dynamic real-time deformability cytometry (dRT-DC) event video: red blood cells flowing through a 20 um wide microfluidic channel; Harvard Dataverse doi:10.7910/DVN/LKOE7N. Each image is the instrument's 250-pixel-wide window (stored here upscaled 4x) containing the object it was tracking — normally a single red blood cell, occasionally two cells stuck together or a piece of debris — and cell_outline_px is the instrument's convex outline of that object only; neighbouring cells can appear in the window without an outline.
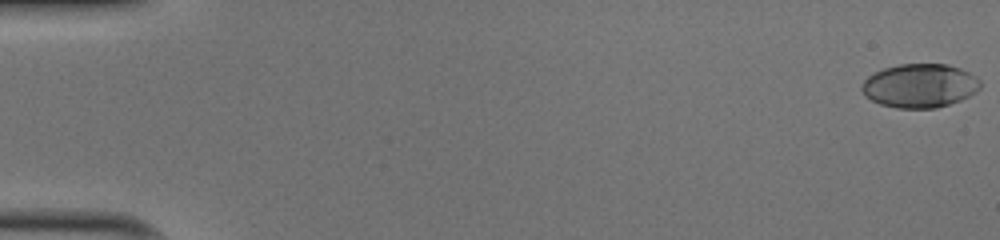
{"species": "human", "species_latin": "Homo sapiens", "temperature_condition": "cold", "stored_images_in_passage": 52, "camera_frame_rate_fps": 3000, "um_per_image_px": 0.085, "donor": {"sex": "male"}, "frame": {"image": 1, "passage_image": 1, "time_ms": 0.0, "image_size_px": [1000, 240], "cell_outline_px": [[980, 88], [976, 92], [960, 100], [936, 108], [896, 108], [880, 104], [864, 96], [860, 88], [860, 84], [868, 76], [884, 68], [900, 64], [948, 64], [960, 68], [976, 76], [980, 80]], "centroid_in_image_um": [78.16, 7.28], "position_along_channel_um": 6.8, "area_um2": 30.35}}
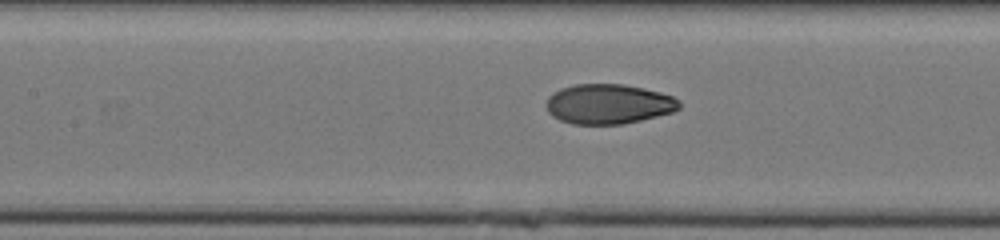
{"frame": {"image": 2, "passage_image": 25, "time_ms": 8.0, "image_size_px": [1000, 240], "cell_outline_px": [[680, 108], [672, 112], [624, 124], [572, 124], [560, 120], [552, 116], [548, 112], [544, 104], [548, 96], [552, 92], [560, 88], [576, 84], [624, 84], [644, 88], [660, 92], [672, 96], [680, 100]], "centroid_in_image_um": [51.68, 8.83], "position_along_channel_um": 155.7, "area_um2": 31.15}}
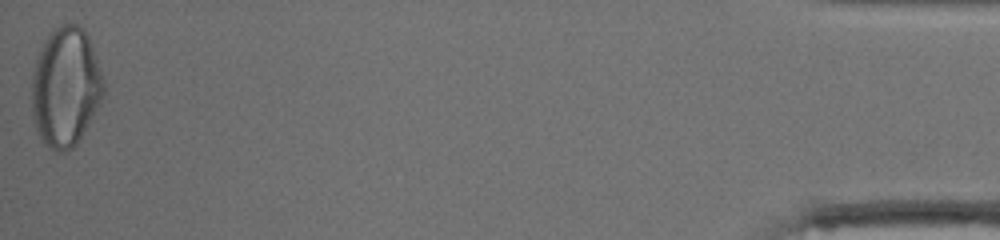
{"frame": {"image": 3, "passage_image": 52, "time_ms": 17.0, "image_size_px": [1000, 240], "cell_outline_px": [[104, 96], [100, 104], [76, 144], [72, 148], [64, 152], [56, 152], [48, 148], [44, 144], [36, 132], [32, 120], [32, 72], [40, 48], [48, 32], [60, 24], [76, 24], [84, 28], [88, 36], [104, 76]], "centroid_in_image_um": [5.56, 7.4], "position_along_channel_um": 429.6, "area_um2": 50.69}, "authors_computed_cell_mechanics": {"area_um2": 31.1253, "velocity_mm_per_s": 4.0514, "shape_relaxation_time_tau1_ms": 5.7465, "shape_relaxation_time_tau2_ms": 1.3198, "deformation_change_tau1": 0.2196, "deformation_change_tau2": 0.0446}}